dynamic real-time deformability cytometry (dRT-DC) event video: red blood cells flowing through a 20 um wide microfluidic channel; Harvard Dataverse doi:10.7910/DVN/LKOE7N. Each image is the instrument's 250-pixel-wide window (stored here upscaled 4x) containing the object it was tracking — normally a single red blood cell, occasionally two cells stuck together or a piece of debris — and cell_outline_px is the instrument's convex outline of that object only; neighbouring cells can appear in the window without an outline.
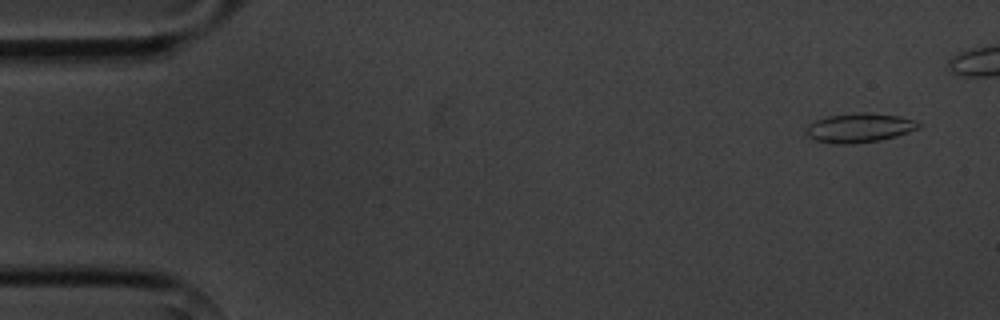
{"species": "common noctule bat (a hibernating species)", "species_latin": "Nyctalus noctula", "temperature_condition": "cold", "stored_images_in_passage": 9, "camera_frame_rate_fps": 3000, "um_per_image_px": 0.085, "animal": {"sex": "male", "body_mass_g": 20.1, "forearm_length_mm": 53.5}, "frame": {"image": 1, "passage_image": 1, "time_ms": 0.0, "image_size_px": [1000, 320], "cell_outline_px": [[920, 128], [896, 136], [880, 140], [852, 144], [836, 144], [816, 140], [808, 136], [808, 124], [816, 120], [828, 116], [856, 112], [868, 112], [900, 116], [916, 120], [920, 124]], "centroid_in_image_um": [73.09, 10.85], "position_along_channel_um": 11.9, "area_um2": 19.13}}
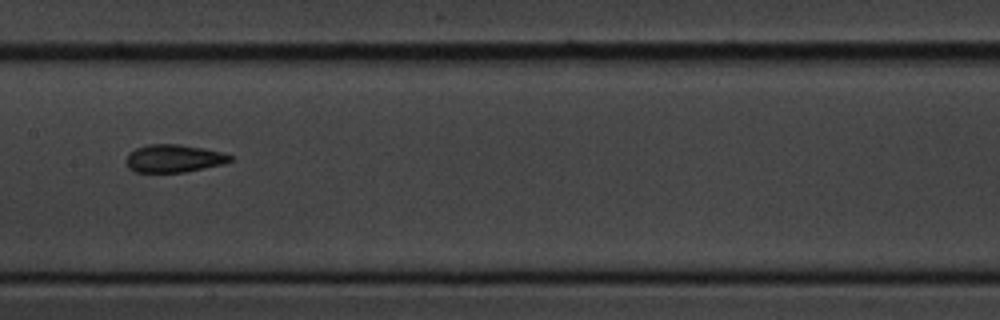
{"frame": {"image": 2, "passage_image": 7, "time_ms": 8.0, "image_size_px": [1000, 320], "cell_outline_px": [[232, 160], [224, 164], [184, 172], [136, 172], [128, 168], [124, 160], [128, 152], [136, 148], [148, 144], [180, 144], [204, 148], [224, 152], [232, 156]], "centroid_in_image_um": [14.75, 13.46], "position_along_channel_um": 192.6, "area_um2": 17.11}}
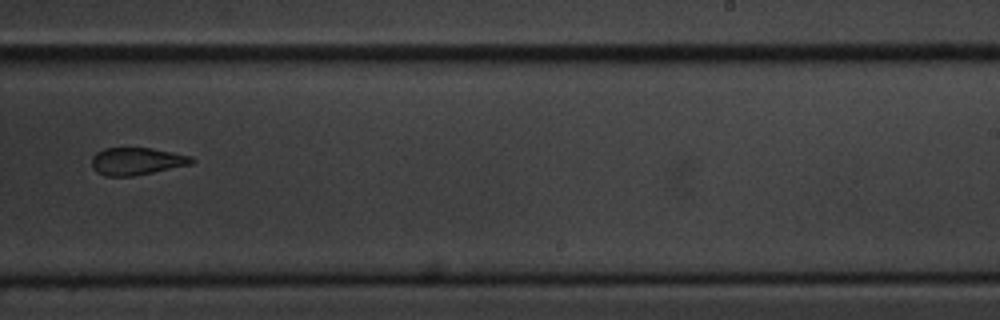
{"frame": {"image": 3, "passage_image": 9, "time_ms": 10.333, "image_size_px": [1000, 320], "cell_outline_px": [[196, 160], [192, 164], [132, 176], [104, 176], [96, 172], [92, 168], [92, 156], [96, 152], [104, 148], [152, 148], [192, 156]], "centroid_in_image_um": [11.6, 13.7], "position_along_channel_um": 277.4, "area_um2": 16.01}}